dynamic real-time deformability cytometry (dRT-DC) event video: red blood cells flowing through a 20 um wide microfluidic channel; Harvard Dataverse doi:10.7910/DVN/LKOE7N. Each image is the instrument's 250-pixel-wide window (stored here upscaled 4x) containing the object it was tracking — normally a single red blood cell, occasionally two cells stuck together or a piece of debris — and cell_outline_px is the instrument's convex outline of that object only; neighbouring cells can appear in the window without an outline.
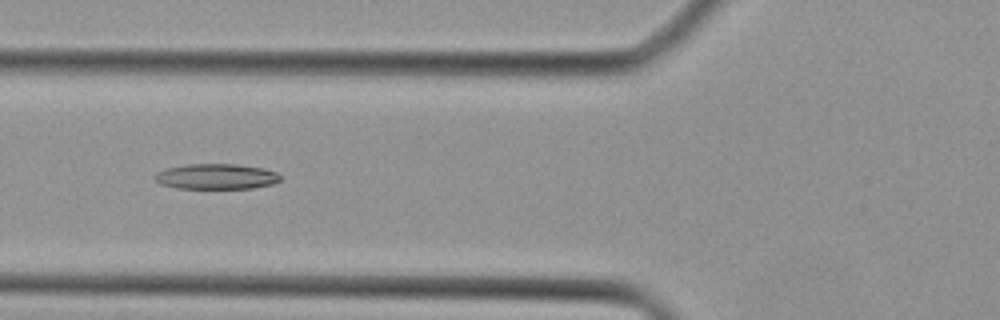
{"species": "Egyptian fruit bat (a non-hibernating species)", "species_latin": "Rousettus aegyptiacus", "temperature_condition": "cold", "stored_images_in_passage": 5, "camera_frame_rate_fps": 3000, "um_per_image_px": 0.085, "animal": {"sex": "female"}, "frame": {"image": 1, "passage_image": 5, "time_ms": 4.667, "image_size_px": [1000, 320], "cell_outline_px": [[280, 180], [272, 184], [252, 188], [180, 188], [160, 184], [152, 176], [156, 172], [168, 168], [188, 164], [236, 164], [264, 168], [276, 172], [280, 176]], "centroid_in_image_um": [18.38, 15.0], "position_along_channel_um": 107.4, "area_um2": 18.5}}